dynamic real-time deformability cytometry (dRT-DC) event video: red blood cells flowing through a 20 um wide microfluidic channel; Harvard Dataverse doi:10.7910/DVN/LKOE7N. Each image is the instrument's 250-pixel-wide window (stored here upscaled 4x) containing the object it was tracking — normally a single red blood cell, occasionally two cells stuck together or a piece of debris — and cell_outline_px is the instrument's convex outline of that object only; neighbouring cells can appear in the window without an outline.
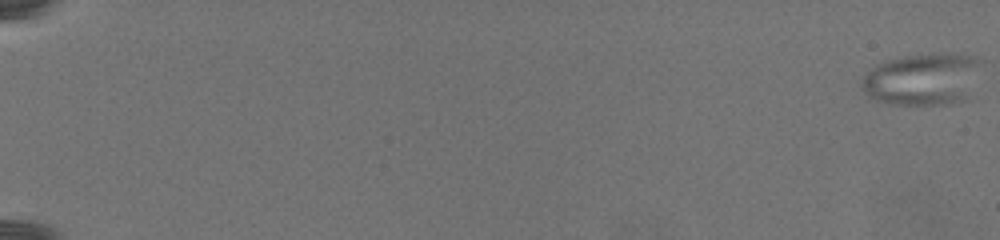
{"species": "common noctule bat (a hibernating species)", "species_latin": "Nyctalus noctula", "temperature_condition": "warm", "stored_images_in_passage": 51, "camera_frame_rate_fps": 3000, "um_per_image_px": 0.085, "animal": {"sex": "female", "body_mass_g": 19.5, "forearm_length_mm": 54.1}, "frame": {"image": 1, "passage_image": 1, "time_ms": 0.0, "image_size_px": [1000, 240], "cell_outline_px": [[984, 60], [964, 100], [952, 104], [888, 104], [876, 100], [868, 96], [864, 92], [860, 84], [860, 80], [876, 64], [888, 60], [908, 56], [976, 56]], "centroid_in_image_um": [78.36, 6.77], "position_along_channel_um": 6.6, "area_um2": 35.32}}
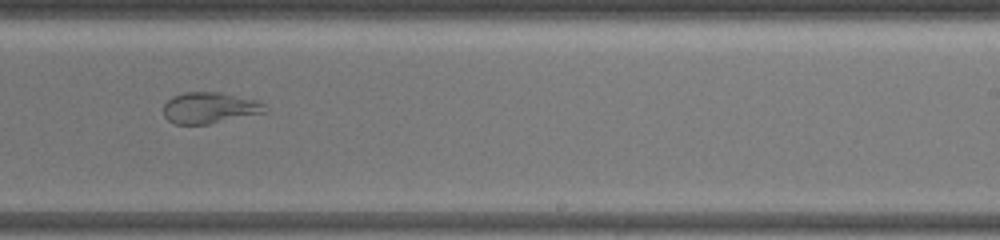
{"frame": {"image": 2, "passage_image": 28, "time_ms": 17.667, "image_size_px": [1000, 240], "cell_outline_px": [[268, 112], [208, 124], [176, 124], [168, 120], [164, 116], [164, 104], [172, 96], [184, 92], [220, 92], [256, 100], [264, 104]], "centroid_in_image_um": [17.82, 9.16], "position_along_channel_um": 271.2, "area_um2": 18.44}}
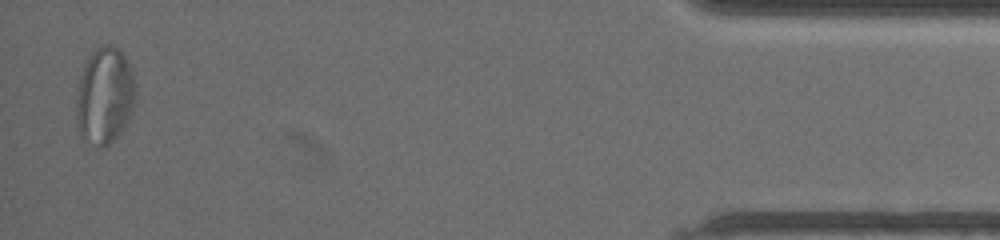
{"frame": {"image": 3, "passage_image": 50, "time_ms": 25.667, "image_size_px": [1000, 240], "cell_outline_px": [[136, 100], [132, 112], [120, 132], [104, 148], [100, 148], [80, 136], [76, 120], [76, 100], [80, 80], [84, 64], [88, 56], [96, 48], [104, 44], [108, 44], [116, 48], [124, 56], [132, 72], [136, 84]], "centroid_in_image_um": [8.9, 8.14], "position_along_channel_um": 426.3, "area_um2": 33.35}}